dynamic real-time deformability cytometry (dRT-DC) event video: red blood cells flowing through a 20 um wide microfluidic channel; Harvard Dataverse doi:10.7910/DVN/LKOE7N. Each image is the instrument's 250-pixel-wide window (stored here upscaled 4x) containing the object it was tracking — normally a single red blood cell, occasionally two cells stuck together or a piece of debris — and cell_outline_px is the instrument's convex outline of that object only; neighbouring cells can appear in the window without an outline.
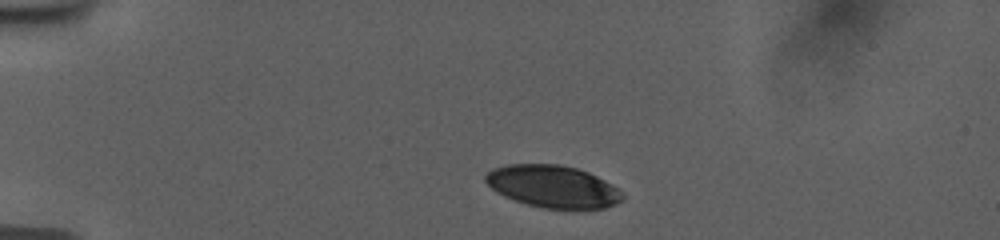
{"species": "human", "species_latin": "Homo sapiens", "temperature_condition": "room temperature", "stored_images_in_passage": 43, "camera_frame_rate_fps": 3000, "um_per_image_px": 0.085, "donor": {"sex": "female"}, "frame": {"image": 1, "passage_image": 1, "time_ms": 0.0, "image_size_px": [1000, 240], "cell_outline_px": [[624, 200], [616, 204], [604, 208], [576, 212], [572, 212], [544, 208], [528, 204], [504, 196], [496, 192], [484, 180], [484, 176], [492, 168], [508, 164], [560, 164], [576, 168], [588, 172], [612, 184], [624, 196]], "centroid_in_image_um": [47.03, 15.89], "position_along_channel_um": 38.0, "area_um2": 34.45}}
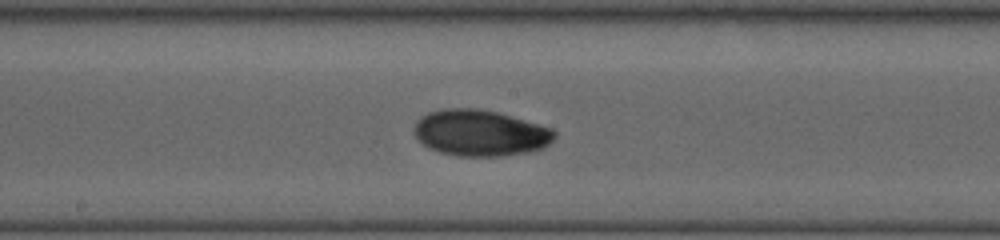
{"frame": {"image": 2, "passage_image": 19, "time_ms": 6.0, "image_size_px": [1000, 240], "cell_outline_px": [[556, 136], [548, 144], [540, 148], [528, 152], [500, 156], [460, 156], [440, 152], [428, 148], [412, 132], [412, 128], [416, 120], [420, 116], [428, 112], [444, 108], [476, 108], [496, 112], [552, 128], [556, 132]], "centroid_in_image_um": [40.76, 11.29], "position_along_channel_um": 207.4, "area_um2": 37.74}}
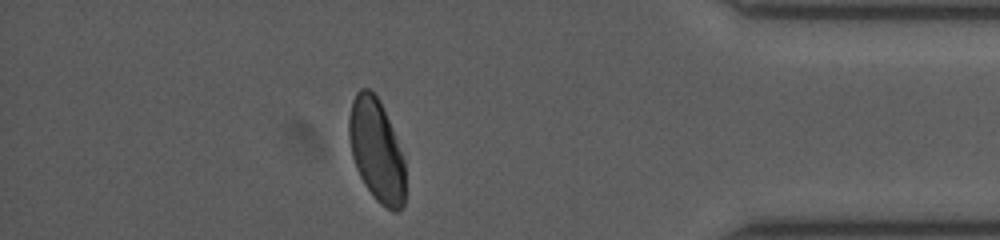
{"frame": {"image": 3, "passage_image": 37, "time_ms": 12.0, "image_size_px": [1000, 240], "cell_outline_px": [[404, 204], [396, 212], [392, 212], [380, 204], [372, 196], [364, 184], [356, 168], [352, 156], [348, 136], [348, 120], [352, 100], [356, 92], [360, 88], [368, 88], [376, 96], [392, 128], [404, 160]], "centroid_in_image_um": [31.97, 12.8], "position_along_channel_um": 403.2, "area_um2": 33.41}, "authors_computed_cell_mechanics": {"area_um2": 36.125, "velocity_mm_per_s": 3.7637, "shape_relaxation_time_tau1_ms": 4.9169, "shape_relaxation_time_tau2_ms": 6.3845, "deformation_change_tau1": 0.1573, "deformation_change_tau2": 0.0392}}